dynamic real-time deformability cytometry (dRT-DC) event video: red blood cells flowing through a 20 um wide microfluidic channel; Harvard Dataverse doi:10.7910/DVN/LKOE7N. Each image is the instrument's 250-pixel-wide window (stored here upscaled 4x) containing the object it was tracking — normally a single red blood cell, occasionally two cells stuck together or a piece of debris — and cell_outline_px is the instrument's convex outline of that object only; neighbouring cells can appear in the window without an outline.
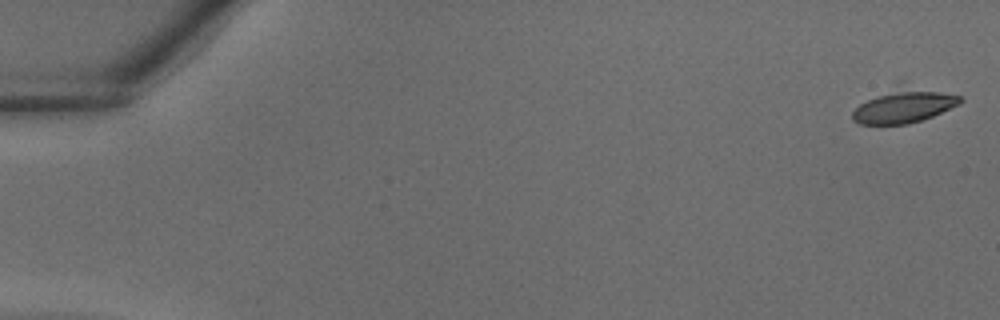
{"species": "common noctule bat (a hibernating species)", "species_latin": "Nyctalus noctula", "temperature_condition": "warm", "stored_images_in_passage": 15, "camera_frame_rate_fps": 3000, "um_per_image_px": 0.085, "animal": {"sex": "male", "body_mass_g": 18.8}, "frame": {"image": 1, "passage_image": 1, "time_ms": 0.0, "image_size_px": [1000, 320], "cell_outline_px": [[964, 100], [960, 104], [932, 116], [908, 124], [860, 124], [852, 120], [852, 112], [860, 104], [904, 80], [960, 96]], "centroid_in_image_um": [76.88, 8.91], "position_along_channel_um": 8.1, "area_um2": 22.14}}
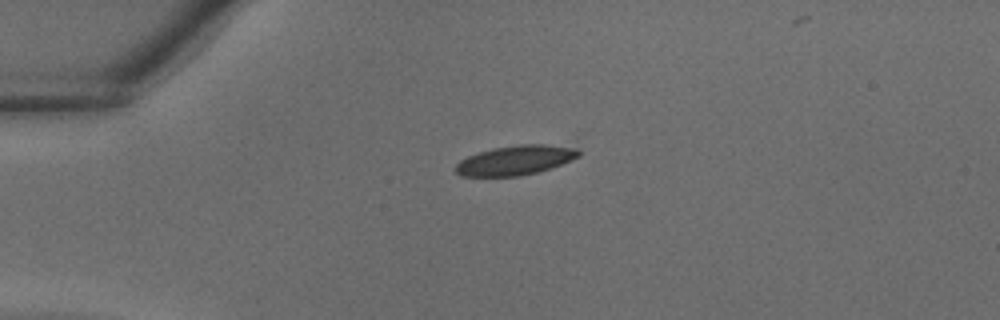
{"frame": {"image": 2, "passage_image": 10, "time_ms": 3.0, "image_size_px": [1000, 320], "cell_outline_px": [[580, 156], [560, 164], [536, 172], [520, 176], [460, 176], [456, 172], [456, 164], [460, 160], [468, 156], [492, 148], [520, 144], [544, 144], [576, 148], [580, 152]], "centroid_in_image_um": [43.78, 13.61], "position_along_channel_um": 41.2, "area_um2": 20.92}}
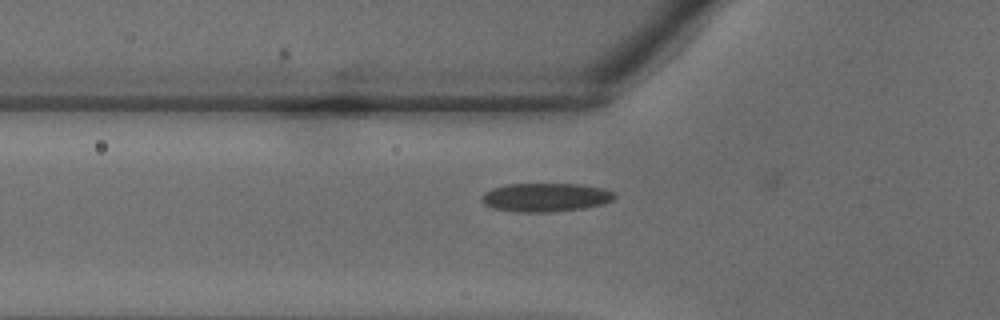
{"frame": {"image": 3, "passage_image": 14, "time_ms": 4.333, "image_size_px": [1000, 320], "cell_outline_px": [[616, 196], [612, 200], [604, 204], [584, 208], [556, 212], [516, 212], [492, 208], [484, 204], [480, 200], [480, 196], [484, 192], [492, 188], [508, 184], [580, 184], [604, 188], [616, 192]], "centroid_in_image_um": [46.38, 16.78], "position_along_channel_um": 79.4, "area_um2": 22.54}}